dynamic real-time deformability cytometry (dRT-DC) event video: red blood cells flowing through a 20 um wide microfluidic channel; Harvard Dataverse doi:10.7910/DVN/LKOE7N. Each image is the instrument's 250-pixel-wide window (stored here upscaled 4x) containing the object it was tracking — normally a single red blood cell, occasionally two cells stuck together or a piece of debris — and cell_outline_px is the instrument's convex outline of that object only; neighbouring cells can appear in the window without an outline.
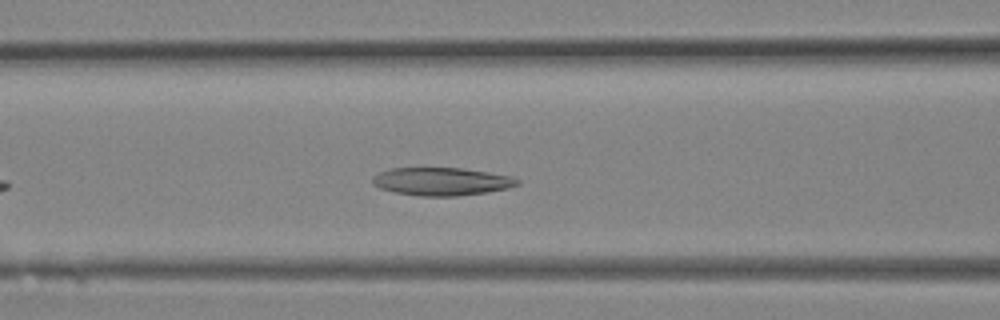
{"species": "Egyptian fruit bat (a non-hibernating species)", "species_latin": "Rousettus aegyptiacus", "temperature_condition": "room temperature", "stored_images_in_passage": 16, "camera_frame_rate_fps": 3000, "um_per_image_px": 0.085, "animal": {"sex": "female"}, "frame": {"image": 1, "passage_image": 12, "time_ms": 3.667, "image_size_px": [1000, 320], "cell_outline_px": [[520, 184], [508, 188], [488, 192], [456, 196], [420, 196], [396, 192], [380, 188], [372, 184], [372, 176], [388, 168], [464, 168], [512, 176], [520, 180]], "centroid_in_image_um": [37.54, 15.42], "position_along_channel_um": 129.1, "area_um2": 23.7}}
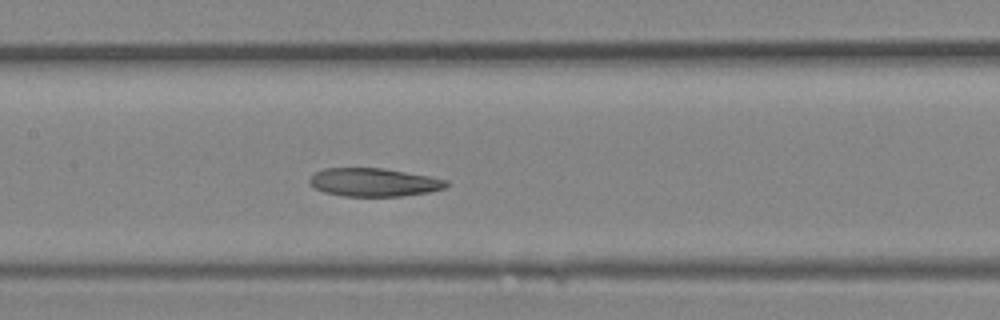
{"frame": {"image": 2, "passage_image": 14, "time_ms": 4.333, "image_size_px": [1000, 320], "cell_outline_px": [[448, 184], [444, 188], [428, 192], [400, 196], [344, 196], [324, 192], [316, 188], [308, 180], [316, 172], [324, 168], [384, 168], [428, 176], [448, 180]], "centroid_in_image_um": [31.78, 15.49], "position_along_channel_um": 175.6, "area_um2": 22.31}}
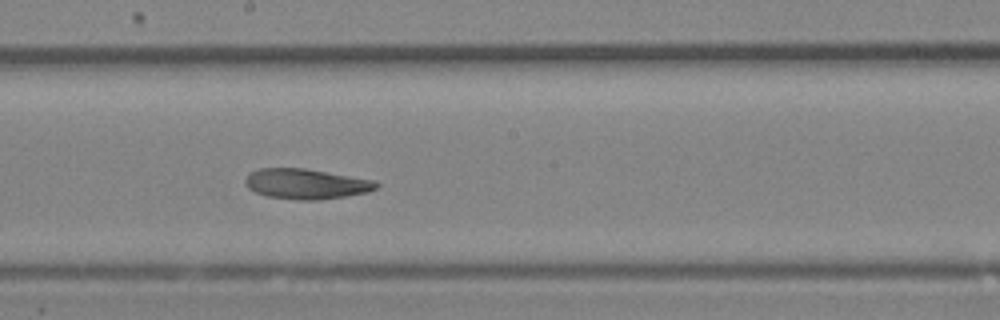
{"frame": {"image": 3, "passage_image": 16, "time_ms": 5.0, "image_size_px": [1000, 320], "cell_outline_px": [[380, 188], [368, 192], [344, 196], [316, 200], [300, 200], [268, 196], [256, 192], [248, 188], [244, 184], [244, 180], [252, 172], [260, 168], [304, 168], [376, 180], [380, 184]], "centroid_in_image_um": [26.07, 15.62], "position_along_channel_um": 222.1, "area_um2": 23.06}}